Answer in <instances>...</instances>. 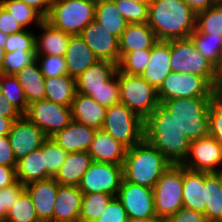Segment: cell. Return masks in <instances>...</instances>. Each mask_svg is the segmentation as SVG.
Masks as SVG:
<instances>
[{
  "instance_id": "cell-5",
  "label": "cell",
  "mask_w": 222,
  "mask_h": 222,
  "mask_svg": "<svg viewBox=\"0 0 222 222\" xmlns=\"http://www.w3.org/2000/svg\"><path fill=\"white\" fill-rule=\"evenodd\" d=\"M95 10L96 0H51L50 12L45 20L53 27L75 36L95 20Z\"/></svg>"
},
{
  "instance_id": "cell-28",
  "label": "cell",
  "mask_w": 222,
  "mask_h": 222,
  "mask_svg": "<svg viewBox=\"0 0 222 222\" xmlns=\"http://www.w3.org/2000/svg\"><path fill=\"white\" fill-rule=\"evenodd\" d=\"M92 162V157L86 151L68 153L64 164L53 178L60 185L78 186Z\"/></svg>"
},
{
  "instance_id": "cell-61",
  "label": "cell",
  "mask_w": 222,
  "mask_h": 222,
  "mask_svg": "<svg viewBox=\"0 0 222 222\" xmlns=\"http://www.w3.org/2000/svg\"><path fill=\"white\" fill-rule=\"evenodd\" d=\"M217 95L222 99V75H221V78H220L219 87L217 89Z\"/></svg>"
},
{
  "instance_id": "cell-37",
  "label": "cell",
  "mask_w": 222,
  "mask_h": 222,
  "mask_svg": "<svg viewBox=\"0 0 222 222\" xmlns=\"http://www.w3.org/2000/svg\"><path fill=\"white\" fill-rule=\"evenodd\" d=\"M0 92L22 115L26 113L28 102L14 75L0 73Z\"/></svg>"
},
{
  "instance_id": "cell-39",
  "label": "cell",
  "mask_w": 222,
  "mask_h": 222,
  "mask_svg": "<svg viewBox=\"0 0 222 222\" xmlns=\"http://www.w3.org/2000/svg\"><path fill=\"white\" fill-rule=\"evenodd\" d=\"M0 4L24 28L32 22L39 26L45 20L36 10L19 0H0Z\"/></svg>"
},
{
  "instance_id": "cell-4",
  "label": "cell",
  "mask_w": 222,
  "mask_h": 222,
  "mask_svg": "<svg viewBox=\"0 0 222 222\" xmlns=\"http://www.w3.org/2000/svg\"><path fill=\"white\" fill-rule=\"evenodd\" d=\"M213 98H178L165 100L160 104L192 142L208 135V109Z\"/></svg>"
},
{
  "instance_id": "cell-14",
  "label": "cell",
  "mask_w": 222,
  "mask_h": 222,
  "mask_svg": "<svg viewBox=\"0 0 222 222\" xmlns=\"http://www.w3.org/2000/svg\"><path fill=\"white\" fill-rule=\"evenodd\" d=\"M116 197L121 201L128 218H149L156 215L153 189L123 179Z\"/></svg>"
},
{
  "instance_id": "cell-31",
  "label": "cell",
  "mask_w": 222,
  "mask_h": 222,
  "mask_svg": "<svg viewBox=\"0 0 222 222\" xmlns=\"http://www.w3.org/2000/svg\"><path fill=\"white\" fill-rule=\"evenodd\" d=\"M205 210L204 215L210 222L222 221L221 171L205 172Z\"/></svg>"
},
{
  "instance_id": "cell-54",
  "label": "cell",
  "mask_w": 222,
  "mask_h": 222,
  "mask_svg": "<svg viewBox=\"0 0 222 222\" xmlns=\"http://www.w3.org/2000/svg\"><path fill=\"white\" fill-rule=\"evenodd\" d=\"M29 7L36 10L44 19H46L50 12L51 0H19Z\"/></svg>"
},
{
  "instance_id": "cell-29",
  "label": "cell",
  "mask_w": 222,
  "mask_h": 222,
  "mask_svg": "<svg viewBox=\"0 0 222 222\" xmlns=\"http://www.w3.org/2000/svg\"><path fill=\"white\" fill-rule=\"evenodd\" d=\"M16 178L23 185L47 179L43 144L17 162Z\"/></svg>"
},
{
  "instance_id": "cell-26",
  "label": "cell",
  "mask_w": 222,
  "mask_h": 222,
  "mask_svg": "<svg viewBox=\"0 0 222 222\" xmlns=\"http://www.w3.org/2000/svg\"><path fill=\"white\" fill-rule=\"evenodd\" d=\"M39 27L43 34L35 37L36 55L64 56L71 35L53 27L46 20Z\"/></svg>"
},
{
  "instance_id": "cell-49",
  "label": "cell",
  "mask_w": 222,
  "mask_h": 222,
  "mask_svg": "<svg viewBox=\"0 0 222 222\" xmlns=\"http://www.w3.org/2000/svg\"><path fill=\"white\" fill-rule=\"evenodd\" d=\"M94 222H128V216L121 201L117 197H114L102 215Z\"/></svg>"
},
{
  "instance_id": "cell-17",
  "label": "cell",
  "mask_w": 222,
  "mask_h": 222,
  "mask_svg": "<svg viewBox=\"0 0 222 222\" xmlns=\"http://www.w3.org/2000/svg\"><path fill=\"white\" fill-rule=\"evenodd\" d=\"M58 187L59 183L53 177L25 185V190L32 198L40 222H53Z\"/></svg>"
},
{
  "instance_id": "cell-21",
  "label": "cell",
  "mask_w": 222,
  "mask_h": 222,
  "mask_svg": "<svg viewBox=\"0 0 222 222\" xmlns=\"http://www.w3.org/2000/svg\"><path fill=\"white\" fill-rule=\"evenodd\" d=\"M117 71L118 64L99 60L75 79L77 93L89 96V92L99 91Z\"/></svg>"
},
{
  "instance_id": "cell-6",
  "label": "cell",
  "mask_w": 222,
  "mask_h": 222,
  "mask_svg": "<svg viewBox=\"0 0 222 222\" xmlns=\"http://www.w3.org/2000/svg\"><path fill=\"white\" fill-rule=\"evenodd\" d=\"M168 42L171 44L170 65L173 72L199 75L218 89L221 72L198 52L190 37Z\"/></svg>"
},
{
  "instance_id": "cell-24",
  "label": "cell",
  "mask_w": 222,
  "mask_h": 222,
  "mask_svg": "<svg viewBox=\"0 0 222 222\" xmlns=\"http://www.w3.org/2000/svg\"><path fill=\"white\" fill-rule=\"evenodd\" d=\"M64 58L67 64L68 76L75 79L88 67L99 61L95 53L79 35L70 37Z\"/></svg>"
},
{
  "instance_id": "cell-50",
  "label": "cell",
  "mask_w": 222,
  "mask_h": 222,
  "mask_svg": "<svg viewBox=\"0 0 222 222\" xmlns=\"http://www.w3.org/2000/svg\"><path fill=\"white\" fill-rule=\"evenodd\" d=\"M19 22L0 4V32L10 35L25 30Z\"/></svg>"
},
{
  "instance_id": "cell-41",
  "label": "cell",
  "mask_w": 222,
  "mask_h": 222,
  "mask_svg": "<svg viewBox=\"0 0 222 222\" xmlns=\"http://www.w3.org/2000/svg\"><path fill=\"white\" fill-rule=\"evenodd\" d=\"M43 155L45 156V167L47 168V179L54 177L60 167L64 164L68 152L48 137L43 142Z\"/></svg>"
},
{
  "instance_id": "cell-60",
  "label": "cell",
  "mask_w": 222,
  "mask_h": 222,
  "mask_svg": "<svg viewBox=\"0 0 222 222\" xmlns=\"http://www.w3.org/2000/svg\"><path fill=\"white\" fill-rule=\"evenodd\" d=\"M5 52L0 50V73L3 74V63H4Z\"/></svg>"
},
{
  "instance_id": "cell-40",
  "label": "cell",
  "mask_w": 222,
  "mask_h": 222,
  "mask_svg": "<svg viewBox=\"0 0 222 222\" xmlns=\"http://www.w3.org/2000/svg\"><path fill=\"white\" fill-rule=\"evenodd\" d=\"M151 55V49L136 50L126 53L118 64V70L125 75H137L146 70Z\"/></svg>"
},
{
  "instance_id": "cell-18",
  "label": "cell",
  "mask_w": 222,
  "mask_h": 222,
  "mask_svg": "<svg viewBox=\"0 0 222 222\" xmlns=\"http://www.w3.org/2000/svg\"><path fill=\"white\" fill-rule=\"evenodd\" d=\"M128 148L116 141L104 129H96L88 153L94 162L123 165Z\"/></svg>"
},
{
  "instance_id": "cell-19",
  "label": "cell",
  "mask_w": 222,
  "mask_h": 222,
  "mask_svg": "<svg viewBox=\"0 0 222 222\" xmlns=\"http://www.w3.org/2000/svg\"><path fill=\"white\" fill-rule=\"evenodd\" d=\"M96 129L72 120L64 129L50 137L66 152L88 151Z\"/></svg>"
},
{
  "instance_id": "cell-42",
  "label": "cell",
  "mask_w": 222,
  "mask_h": 222,
  "mask_svg": "<svg viewBox=\"0 0 222 222\" xmlns=\"http://www.w3.org/2000/svg\"><path fill=\"white\" fill-rule=\"evenodd\" d=\"M125 18L128 24L130 23H147L149 4L132 2L129 0H113Z\"/></svg>"
},
{
  "instance_id": "cell-16",
  "label": "cell",
  "mask_w": 222,
  "mask_h": 222,
  "mask_svg": "<svg viewBox=\"0 0 222 222\" xmlns=\"http://www.w3.org/2000/svg\"><path fill=\"white\" fill-rule=\"evenodd\" d=\"M102 61L120 62L119 38L93 20L79 35Z\"/></svg>"
},
{
  "instance_id": "cell-32",
  "label": "cell",
  "mask_w": 222,
  "mask_h": 222,
  "mask_svg": "<svg viewBox=\"0 0 222 222\" xmlns=\"http://www.w3.org/2000/svg\"><path fill=\"white\" fill-rule=\"evenodd\" d=\"M45 99L71 107L77 93L75 78L68 75L45 78Z\"/></svg>"
},
{
  "instance_id": "cell-48",
  "label": "cell",
  "mask_w": 222,
  "mask_h": 222,
  "mask_svg": "<svg viewBox=\"0 0 222 222\" xmlns=\"http://www.w3.org/2000/svg\"><path fill=\"white\" fill-rule=\"evenodd\" d=\"M25 191V185L18 180L0 190V222H6L7 211Z\"/></svg>"
},
{
  "instance_id": "cell-9",
  "label": "cell",
  "mask_w": 222,
  "mask_h": 222,
  "mask_svg": "<svg viewBox=\"0 0 222 222\" xmlns=\"http://www.w3.org/2000/svg\"><path fill=\"white\" fill-rule=\"evenodd\" d=\"M156 215L169 219L183 207V165L172 164L153 188Z\"/></svg>"
},
{
  "instance_id": "cell-53",
  "label": "cell",
  "mask_w": 222,
  "mask_h": 222,
  "mask_svg": "<svg viewBox=\"0 0 222 222\" xmlns=\"http://www.w3.org/2000/svg\"><path fill=\"white\" fill-rule=\"evenodd\" d=\"M16 181V167L0 165V190L14 184Z\"/></svg>"
},
{
  "instance_id": "cell-51",
  "label": "cell",
  "mask_w": 222,
  "mask_h": 222,
  "mask_svg": "<svg viewBox=\"0 0 222 222\" xmlns=\"http://www.w3.org/2000/svg\"><path fill=\"white\" fill-rule=\"evenodd\" d=\"M169 222H210L203 213L182 207L169 219Z\"/></svg>"
},
{
  "instance_id": "cell-55",
  "label": "cell",
  "mask_w": 222,
  "mask_h": 222,
  "mask_svg": "<svg viewBox=\"0 0 222 222\" xmlns=\"http://www.w3.org/2000/svg\"><path fill=\"white\" fill-rule=\"evenodd\" d=\"M0 116L20 118L22 114L0 92Z\"/></svg>"
},
{
  "instance_id": "cell-25",
  "label": "cell",
  "mask_w": 222,
  "mask_h": 222,
  "mask_svg": "<svg viewBox=\"0 0 222 222\" xmlns=\"http://www.w3.org/2000/svg\"><path fill=\"white\" fill-rule=\"evenodd\" d=\"M106 109L90 96L76 93L71 105L72 120L100 129L106 116Z\"/></svg>"
},
{
  "instance_id": "cell-56",
  "label": "cell",
  "mask_w": 222,
  "mask_h": 222,
  "mask_svg": "<svg viewBox=\"0 0 222 222\" xmlns=\"http://www.w3.org/2000/svg\"><path fill=\"white\" fill-rule=\"evenodd\" d=\"M196 13L219 3L221 0H183Z\"/></svg>"
},
{
  "instance_id": "cell-36",
  "label": "cell",
  "mask_w": 222,
  "mask_h": 222,
  "mask_svg": "<svg viewBox=\"0 0 222 222\" xmlns=\"http://www.w3.org/2000/svg\"><path fill=\"white\" fill-rule=\"evenodd\" d=\"M115 196L107 193L82 194L79 222H94Z\"/></svg>"
},
{
  "instance_id": "cell-22",
  "label": "cell",
  "mask_w": 222,
  "mask_h": 222,
  "mask_svg": "<svg viewBox=\"0 0 222 222\" xmlns=\"http://www.w3.org/2000/svg\"><path fill=\"white\" fill-rule=\"evenodd\" d=\"M82 192L78 186L60 185L58 187L53 222H79Z\"/></svg>"
},
{
  "instance_id": "cell-1",
  "label": "cell",
  "mask_w": 222,
  "mask_h": 222,
  "mask_svg": "<svg viewBox=\"0 0 222 222\" xmlns=\"http://www.w3.org/2000/svg\"><path fill=\"white\" fill-rule=\"evenodd\" d=\"M144 126V139L171 164L184 162L191 142L161 104L144 120Z\"/></svg>"
},
{
  "instance_id": "cell-58",
  "label": "cell",
  "mask_w": 222,
  "mask_h": 222,
  "mask_svg": "<svg viewBox=\"0 0 222 222\" xmlns=\"http://www.w3.org/2000/svg\"><path fill=\"white\" fill-rule=\"evenodd\" d=\"M128 222H169V220L155 215L149 218H128Z\"/></svg>"
},
{
  "instance_id": "cell-59",
  "label": "cell",
  "mask_w": 222,
  "mask_h": 222,
  "mask_svg": "<svg viewBox=\"0 0 222 222\" xmlns=\"http://www.w3.org/2000/svg\"><path fill=\"white\" fill-rule=\"evenodd\" d=\"M8 35L0 32V50H3L5 47V44L7 43Z\"/></svg>"
},
{
  "instance_id": "cell-43",
  "label": "cell",
  "mask_w": 222,
  "mask_h": 222,
  "mask_svg": "<svg viewBox=\"0 0 222 222\" xmlns=\"http://www.w3.org/2000/svg\"><path fill=\"white\" fill-rule=\"evenodd\" d=\"M35 51L17 50L14 52L5 53L3 63V74L15 75L25 66L30 65L35 61Z\"/></svg>"
},
{
  "instance_id": "cell-2",
  "label": "cell",
  "mask_w": 222,
  "mask_h": 222,
  "mask_svg": "<svg viewBox=\"0 0 222 222\" xmlns=\"http://www.w3.org/2000/svg\"><path fill=\"white\" fill-rule=\"evenodd\" d=\"M196 12L183 0H152L147 24L158 41L188 38L195 31Z\"/></svg>"
},
{
  "instance_id": "cell-52",
  "label": "cell",
  "mask_w": 222,
  "mask_h": 222,
  "mask_svg": "<svg viewBox=\"0 0 222 222\" xmlns=\"http://www.w3.org/2000/svg\"><path fill=\"white\" fill-rule=\"evenodd\" d=\"M17 160L13 153L8 136H0V165L17 167Z\"/></svg>"
},
{
  "instance_id": "cell-57",
  "label": "cell",
  "mask_w": 222,
  "mask_h": 222,
  "mask_svg": "<svg viewBox=\"0 0 222 222\" xmlns=\"http://www.w3.org/2000/svg\"><path fill=\"white\" fill-rule=\"evenodd\" d=\"M16 119L18 118H7L0 116V136H8Z\"/></svg>"
},
{
  "instance_id": "cell-46",
  "label": "cell",
  "mask_w": 222,
  "mask_h": 222,
  "mask_svg": "<svg viewBox=\"0 0 222 222\" xmlns=\"http://www.w3.org/2000/svg\"><path fill=\"white\" fill-rule=\"evenodd\" d=\"M208 134L222 145V99L216 95L208 109Z\"/></svg>"
},
{
  "instance_id": "cell-63",
  "label": "cell",
  "mask_w": 222,
  "mask_h": 222,
  "mask_svg": "<svg viewBox=\"0 0 222 222\" xmlns=\"http://www.w3.org/2000/svg\"><path fill=\"white\" fill-rule=\"evenodd\" d=\"M221 186H222V170H221Z\"/></svg>"
},
{
  "instance_id": "cell-11",
  "label": "cell",
  "mask_w": 222,
  "mask_h": 222,
  "mask_svg": "<svg viewBox=\"0 0 222 222\" xmlns=\"http://www.w3.org/2000/svg\"><path fill=\"white\" fill-rule=\"evenodd\" d=\"M122 180V165L93 161L82 176L78 188L82 194L107 193L116 197Z\"/></svg>"
},
{
  "instance_id": "cell-38",
  "label": "cell",
  "mask_w": 222,
  "mask_h": 222,
  "mask_svg": "<svg viewBox=\"0 0 222 222\" xmlns=\"http://www.w3.org/2000/svg\"><path fill=\"white\" fill-rule=\"evenodd\" d=\"M6 222H40L32 198L26 190L7 211Z\"/></svg>"
},
{
  "instance_id": "cell-45",
  "label": "cell",
  "mask_w": 222,
  "mask_h": 222,
  "mask_svg": "<svg viewBox=\"0 0 222 222\" xmlns=\"http://www.w3.org/2000/svg\"><path fill=\"white\" fill-rule=\"evenodd\" d=\"M35 60L41 62L39 68L45 78L68 75L64 56L36 55Z\"/></svg>"
},
{
  "instance_id": "cell-44",
  "label": "cell",
  "mask_w": 222,
  "mask_h": 222,
  "mask_svg": "<svg viewBox=\"0 0 222 222\" xmlns=\"http://www.w3.org/2000/svg\"><path fill=\"white\" fill-rule=\"evenodd\" d=\"M89 96L106 108L120 103L118 71L102 89L97 92H89Z\"/></svg>"
},
{
  "instance_id": "cell-62",
  "label": "cell",
  "mask_w": 222,
  "mask_h": 222,
  "mask_svg": "<svg viewBox=\"0 0 222 222\" xmlns=\"http://www.w3.org/2000/svg\"><path fill=\"white\" fill-rule=\"evenodd\" d=\"M129 1L139 2V3H142V4H149L152 0H129Z\"/></svg>"
},
{
  "instance_id": "cell-35",
  "label": "cell",
  "mask_w": 222,
  "mask_h": 222,
  "mask_svg": "<svg viewBox=\"0 0 222 222\" xmlns=\"http://www.w3.org/2000/svg\"><path fill=\"white\" fill-rule=\"evenodd\" d=\"M195 32L222 36V0L196 13Z\"/></svg>"
},
{
  "instance_id": "cell-10",
  "label": "cell",
  "mask_w": 222,
  "mask_h": 222,
  "mask_svg": "<svg viewBox=\"0 0 222 222\" xmlns=\"http://www.w3.org/2000/svg\"><path fill=\"white\" fill-rule=\"evenodd\" d=\"M217 90L196 74L171 71L157 90L159 102L178 98L215 97Z\"/></svg>"
},
{
  "instance_id": "cell-15",
  "label": "cell",
  "mask_w": 222,
  "mask_h": 222,
  "mask_svg": "<svg viewBox=\"0 0 222 222\" xmlns=\"http://www.w3.org/2000/svg\"><path fill=\"white\" fill-rule=\"evenodd\" d=\"M8 137L17 161L42 147L48 138L24 115L14 121Z\"/></svg>"
},
{
  "instance_id": "cell-7",
  "label": "cell",
  "mask_w": 222,
  "mask_h": 222,
  "mask_svg": "<svg viewBox=\"0 0 222 222\" xmlns=\"http://www.w3.org/2000/svg\"><path fill=\"white\" fill-rule=\"evenodd\" d=\"M144 127V120L123 103L106 109L102 129L128 149L144 140Z\"/></svg>"
},
{
  "instance_id": "cell-20",
  "label": "cell",
  "mask_w": 222,
  "mask_h": 222,
  "mask_svg": "<svg viewBox=\"0 0 222 222\" xmlns=\"http://www.w3.org/2000/svg\"><path fill=\"white\" fill-rule=\"evenodd\" d=\"M171 44L168 41H158L151 48V55L146 70L141 77L156 90L160 88L164 79L172 71L170 65Z\"/></svg>"
},
{
  "instance_id": "cell-13",
  "label": "cell",
  "mask_w": 222,
  "mask_h": 222,
  "mask_svg": "<svg viewBox=\"0 0 222 222\" xmlns=\"http://www.w3.org/2000/svg\"><path fill=\"white\" fill-rule=\"evenodd\" d=\"M182 165L193 171L219 173L222 170V145L209 134L192 141Z\"/></svg>"
},
{
  "instance_id": "cell-34",
  "label": "cell",
  "mask_w": 222,
  "mask_h": 222,
  "mask_svg": "<svg viewBox=\"0 0 222 222\" xmlns=\"http://www.w3.org/2000/svg\"><path fill=\"white\" fill-rule=\"evenodd\" d=\"M189 37L198 52L222 72V36L199 34L194 31Z\"/></svg>"
},
{
  "instance_id": "cell-30",
  "label": "cell",
  "mask_w": 222,
  "mask_h": 222,
  "mask_svg": "<svg viewBox=\"0 0 222 222\" xmlns=\"http://www.w3.org/2000/svg\"><path fill=\"white\" fill-rule=\"evenodd\" d=\"M37 65L35 60L14 75L25 93L28 104L44 100L46 96L45 77Z\"/></svg>"
},
{
  "instance_id": "cell-23",
  "label": "cell",
  "mask_w": 222,
  "mask_h": 222,
  "mask_svg": "<svg viewBox=\"0 0 222 222\" xmlns=\"http://www.w3.org/2000/svg\"><path fill=\"white\" fill-rule=\"evenodd\" d=\"M158 39L147 23H130L119 38L120 59L129 52L151 49Z\"/></svg>"
},
{
  "instance_id": "cell-3",
  "label": "cell",
  "mask_w": 222,
  "mask_h": 222,
  "mask_svg": "<svg viewBox=\"0 0 222 222\" xmlns=\"http://www.w3.org/2000/svg\"><path fill=\"white\" fill-rule=\"evenodd\" d=\"M170 161L145 139L129 148L123 162V179L153 189Z\"/></svg>"
},
{
  "instance_id": "cell-33",
  "label": "cell",
  "mask_w": 222,
  "mask_h": 222,
  "mask_svg": "<svg viewBox=\"0 0 222 222\" xmlns=\"http://www.w3.org/2000/svg\"><path fill=\"white\" fill-rule=\"evenodd\" d=\"M95 21L118 38L128 24L113 0L96 1Z\"/></svg>"
},
{
  "instance_id": "cell-27",
  "label": "cell",
  "mask_w": 222,
  "mask_h": 222,
  "mask_svg": "<svg viewBox=\"0 0 222 222\" xmlns=\"http://www.w3.org/2000/svg\"><path fill=\"white\" fill-rule=\"evenodd\" d=\"M205 172L193 171L183 166V207L204 214Z\"/></svg>"
},
{
  "instance_id": "cell-12",
  "label": "cell",
  "mask_w": 222,
  "mask_h": 222,
  "mask_svg": "<svg viewBox=\"0 0 222 222\" xmlns=\"http://www.w3.org/2000/svg\"><path fill=\"white\" fill-rule=\"evenodd\" d=\"M24 116L41 129L47 137H52L72 121L71 107L46 99L28 104Z\"/></svg>"
},
{
  "instance_id": "cell-47",
  "label": "cell",
  "mask_w": 222,
  "mask_h": 222,
  "mask_svg": "<svg viewBox=\"0 0 222 222\" xmlns=\"http://www.w3.org/2000/svg\"><path fill=\"white\" fill-rule=\"evenodd\" d=\"M35 37L34 33L30 32V30L28 31V29L10 34L8 35L7 43L5 44L3 51L5 53L17 50L35 51Z\"/></svg>"
},
{
  "instance_id": "cell-8",
  "label": "cell",
  "mask_w": 222,
  "mask_h": 222,
  "mask_svg": "<svg viewBox=\"0 0 222 222\" xmlns=\"http://www.w3.org/2000/svg\"><path fill=\"white\" fill-rule=\"evenodd\" d=\"M120 103L145 120L159 105L157 90L141 76L118 70Z\"/></svg>"
}]
</instances>
